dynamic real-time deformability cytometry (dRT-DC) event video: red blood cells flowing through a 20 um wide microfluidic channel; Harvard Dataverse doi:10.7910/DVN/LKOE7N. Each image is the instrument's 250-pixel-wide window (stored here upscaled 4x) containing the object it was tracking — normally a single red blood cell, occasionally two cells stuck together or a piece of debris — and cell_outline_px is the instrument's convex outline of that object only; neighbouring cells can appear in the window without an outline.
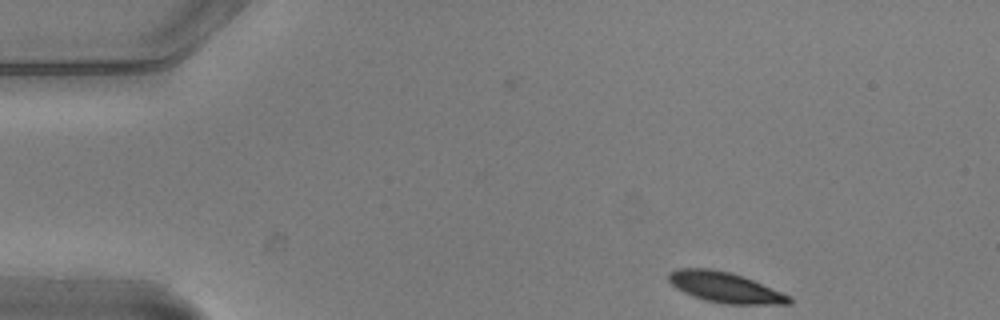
{"species": "common noctule bat (a hibernating species)", "species_latin": "Nyctalus noctula", "temperature_condition": "warm", "stored_images_in_passage": 7, "camera_frame_rate_fps": 3000, "um_per_image_px": 0.085, "animal": {"sex": "male", "body_mass_g": 20.5, "forearm_length_mm": 52.5}, "frame": {"image": 1, "passage_image": 1, "time_ms": 0.0, "image_size_px": [1000, 320], "cell_outline_px": [[792, 304], [724, 304], [704, 300], [692, 296], [676, 288], [668, 280], [668, 272], [676, 268], [712, 268], [732, 272], [792, 296]], "centroid_in_image_um": [61.61, 24.42], "position_along_channel_um": 23.4, "area_um2": 21.56}}
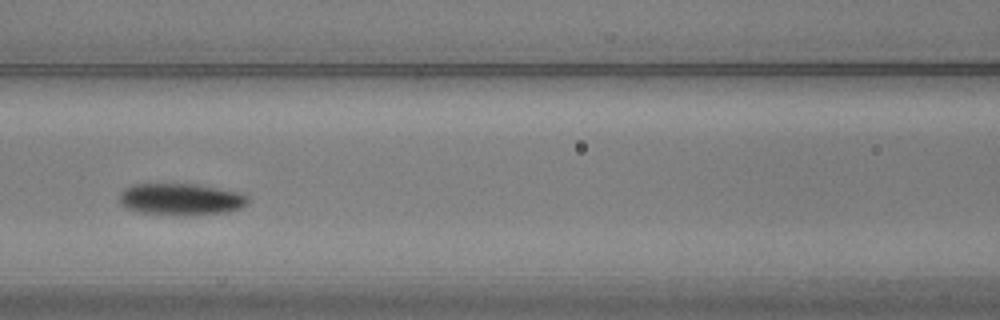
{"frame": {"image": 2, "passage_image": 6, "time_ms": 1.667, "image_size_px": [1000, 320], "cell_outline_px": [[248, 204], [240, 208], [228, 212], [192, 216], [184, 216], [136, 212], [128, 208], [120, 200], [120, 192], [124, 188], [132, 184], [196, 184], [240, 192], [248, 196]], "centroid_in_image_um": [15.41, 16.95], "position_along_channel_um": 151.2, "area_um2": 24.1}}
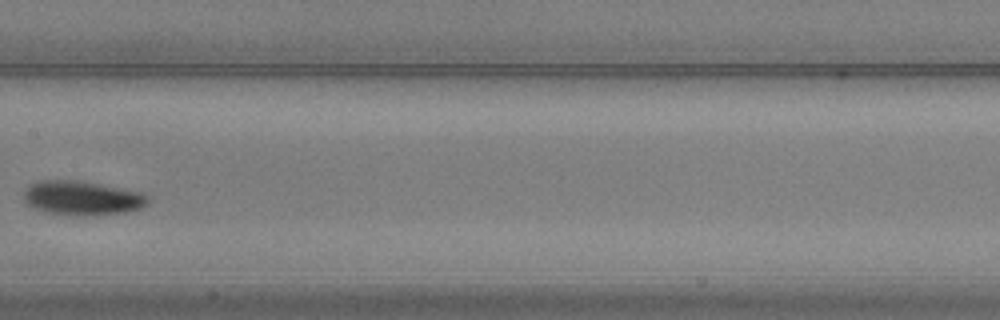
{"frame": {"image": 3, "passage_image": 7, "time_ms": 2.0, "image_size_px": [1000, 320], "cell_outline_px": [[148, 204], [140, 208], [128, 212], [88, 216], [68, 216], [44, 212], [28, 204], [24, 200], [24, 192], [32, 184], [40, 180], [76, 180], [140, 192], [148, 196]], "centroid_in_image_um": [6.98, 16.86], "position_along_channel_um": 200.4, "area_um2": 24.74}}